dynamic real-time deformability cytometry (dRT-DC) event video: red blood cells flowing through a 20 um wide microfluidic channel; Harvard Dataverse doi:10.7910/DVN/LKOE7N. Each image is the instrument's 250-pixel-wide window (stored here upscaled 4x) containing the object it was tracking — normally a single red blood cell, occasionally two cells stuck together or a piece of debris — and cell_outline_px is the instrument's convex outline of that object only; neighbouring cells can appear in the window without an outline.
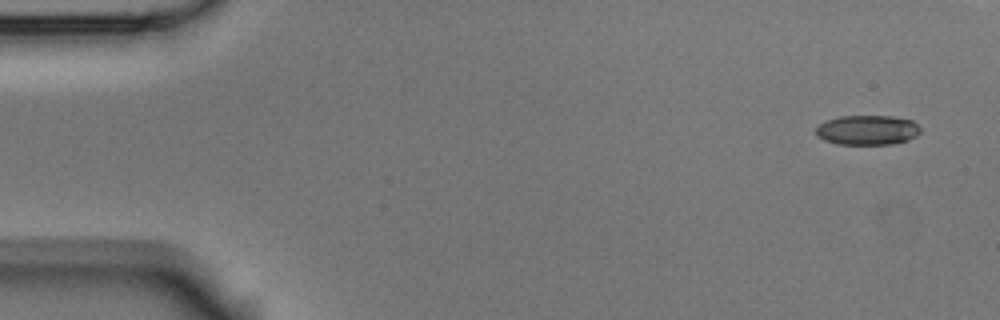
{"species": "Egyptian fruit bat (a non-hibernating species)", "species_latin": "Rousettus aegyptiacus", "temperature_condition": "room temperature", "stored_images_in_passage": 7, "camera_frame_rate_fps": 3000, "um_per_image_px": 0.085, "animal": {"sex": "male"}, "frame": {"image": 1, "passage_image": 1, "time_ms": 0.0, "image_size_px": [1000, 320], "cell_outline_px": [[920, 132], [916, 136], [908, 140], [892, 144], [836, 144], [824, 140], [816, 136], [816, 128], [820, 124], [828, 120], [840, 116], [892, 116], [912, 120], [920, 128]], "centroid_in_image_um": [73.73, 11.06], "position_along_channel_um": 11.3, "area_um2": 18.09}}
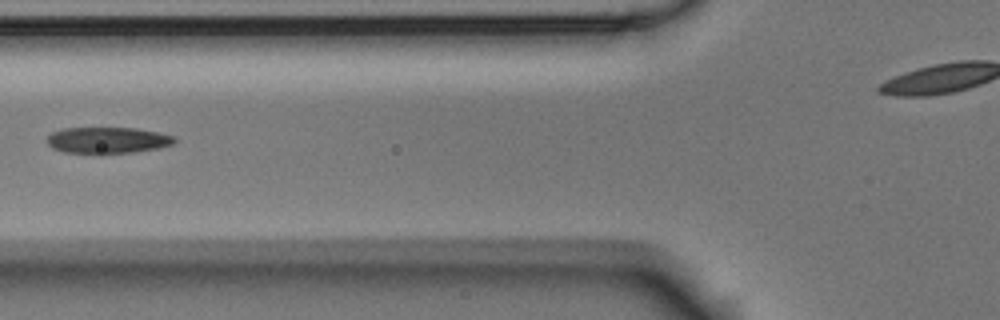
{"frame": {"image": 2, "passage_image": 6, "time_ms": 1.667, "image_size_px": [1000, 320], "cell_outline_px": [[176, 140], [172, 144], [156, 148], [132, 152], [64, 152], [52, 148], [48, 144], [48, 136], [52, 132], [64, 128], [136, 128], [160, 132], [176, 136]], "centroid_in_image_um": [9.17, 11.89], "position_along_channel_um": 116.6, "area_um2": 19.13}}
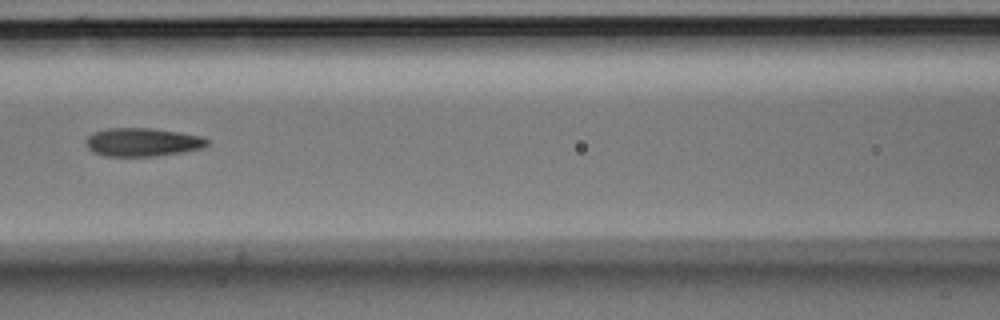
{"frame": {"image": 3, "passage_image": 7, "time_ms": 2.0, "image_size_px": [1000, 320], "cell_outline_px": [[208, 144], [204, 148], [184, 152], [156, 156], [104, 156], [92, 152], [88, 148], [88, 136], [92, 132], [108, 128], [152, 128], [180, 132], [204, 136], [208, 140]], "centroid_in_image_um": [12.16, 12.08], "position_along_channel_um": 154.4, "area_um2": 20.23}}